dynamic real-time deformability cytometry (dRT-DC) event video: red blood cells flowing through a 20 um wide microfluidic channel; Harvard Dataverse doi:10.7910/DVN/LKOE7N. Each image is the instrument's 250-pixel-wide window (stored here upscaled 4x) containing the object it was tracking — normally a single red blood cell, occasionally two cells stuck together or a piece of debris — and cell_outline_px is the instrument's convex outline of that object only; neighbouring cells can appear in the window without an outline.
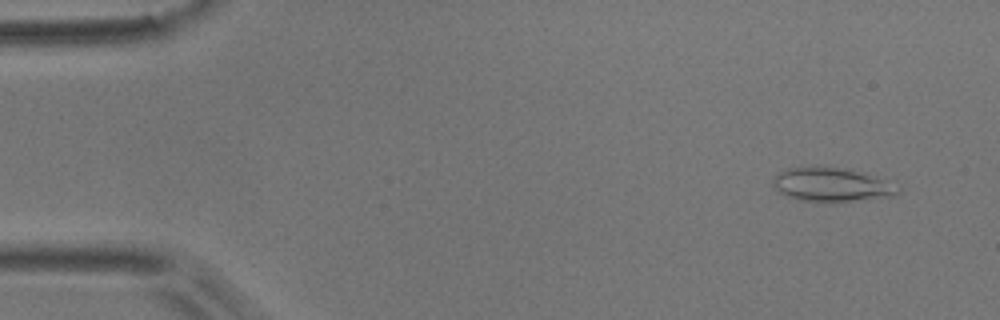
{"species": "common noctule bat (a hibernating species)", "species_latin": "Nyctalus noctula", "temperature_condition": "room temperature", "stored_images_in_passage": 52, "camera_frame_rate_fps": 3000, "um_per_image_px": 0.085, "animal": {"sex": "male", "body_mass_g": 17.9}, "frame": {"image": 1, "passage_image": 2, "time_ms": 0.333, "image_size_px": [1000, 320], "cell_outline_px": [[900, 192], [896, 196], [852, 200], [796, 200], [780, 192], [772, 184], [772, 180], [780, 172], [788, 168], [820, 164], [844, 168], [884, 180], [900, 188]], "centroid_in_image_um": [70.64, 15.65], "position_along_channel_um": 14.4, "area_um2": 24.28}}
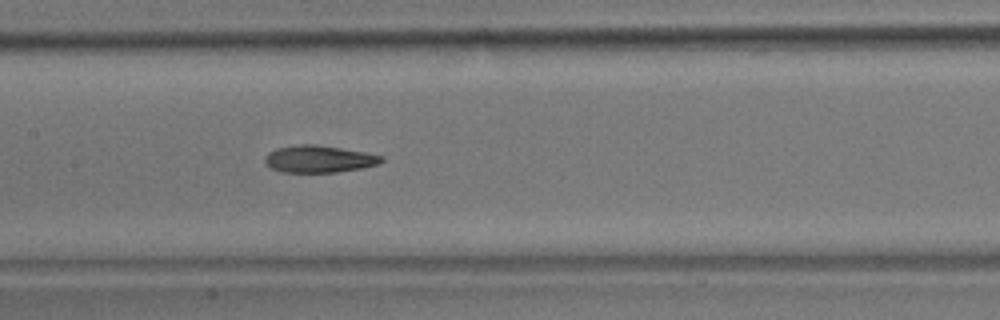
{"frame": {"image": 2, "passage_image": 24, "time_ms": 7.667, "image_size_px": [1000, 320], "cell_outline_px": [[384, 160], [376, 164], [364, 168], [336, 172], [280, 172], [268, 168], [264, 160], [264, 156], [268, 152], [276, 148], [300, 144], [316, 144], [364, 152], [384, 156]], "centroid_in_image_um": [27.06, 13.52], "position_along_channel_um": 180.3, "area_um2": 18.55}}
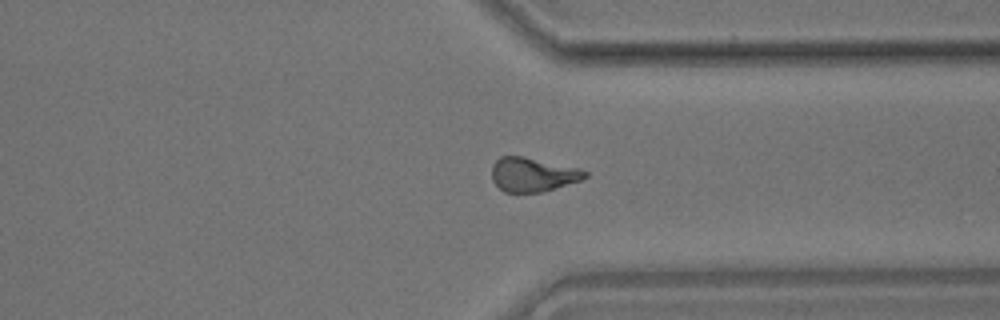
{"frame": {"image": 3, "passage_image": 39, "time_ms": 12.667, "image_size_px": [1000, 320], "cell_outline_px": [[588, 176], [580, 180], [544, 192], [504, 192], [492, 180], [492, 164], [500, 156], [524, 156], [576, 168], [588, 172]], "centroid_in_image_um": [45.25, 14.84], "position_along_channel_um": 366.1, "area_um2": 18.38}, "authors_computed_cell_mechanics": {"area_um2": 18.9295, "velocity_mm_per_s": 3.7266, "shape_relaxation_time_tau1_ms": 6.6292, "shape_relaxation_time_tau2_ms": 3.3356, "deformation_change_tau1": 0.1823, "deformation_change_tau2": 0.1102}}